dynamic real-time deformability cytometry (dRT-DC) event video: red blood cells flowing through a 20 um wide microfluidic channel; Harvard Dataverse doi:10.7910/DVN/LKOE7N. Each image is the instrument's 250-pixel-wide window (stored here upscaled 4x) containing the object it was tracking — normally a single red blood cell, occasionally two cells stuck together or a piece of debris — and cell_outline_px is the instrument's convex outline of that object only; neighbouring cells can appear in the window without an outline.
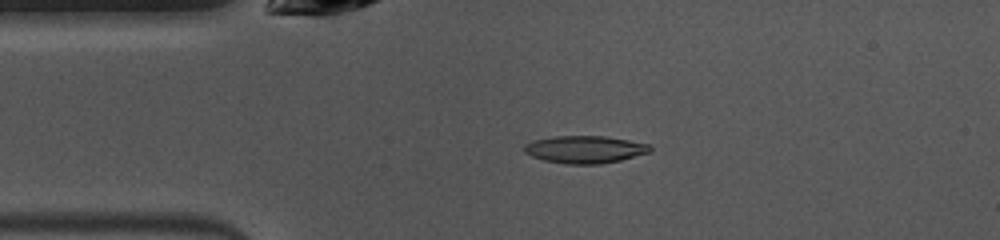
{"species": "common noctule bat (a hibernating species)", "species_latin": "Nyctalus noctula", "temperature_condition": "warm", "stored_images_in_passage": 41, "camera_frame_rate_fps": 3000, "um_per_image_px": 0.085, "animal": {"sex": "female", "body_mass_g": 10.0, "forearm_length_mm": 53.1}, "frame": {"image": 1, "passage_image": 2, "time_ms": 0.333, "image_size_px": [1000, 240], "cell_outline_px": [[652, 152], [620, 160], [600, 164], [564, 164], [544, 160], [532, 156], [524, 152], [524, 144], [532, 140], [556, 136], [604, 136], [652, 144]], "centroid_in_image_um": [49.74, 12.7], "position_along_channel_um": 35.3, "area_um2": 20.29}}
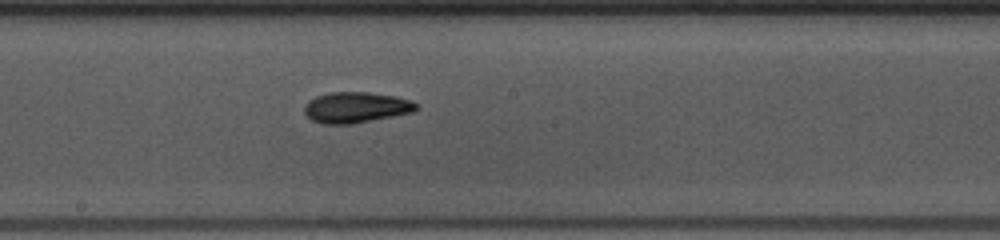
{"frame": {"image": 2, "passage_image": 17, "time_ms": 5.333, "image_size_px": [1000, 240], "cell_outline_px": [[420, 108], [412, 112], [352, 124], [324, 124], [312, 120], [304, 116], [304, 108], [308, 100], [316, 96], [332, 92], [368, 92], [396, 96], [412, 100], [420, 104]], "centroid_in_image_um": [30.27, 9.13], "position_along_channel_um": 217.9, "area_um2": 20.29}}
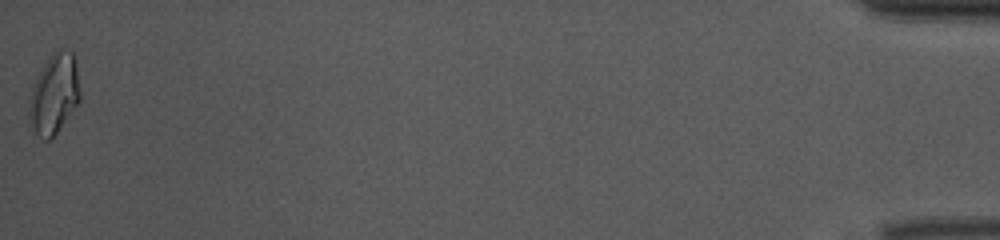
{"frame": {"image": 3, "passage_image": 41, "time_ms": 13.333, "image_size_px": [1000, 240], "cell_outline_px": [[80, 100], [56, 132], [48, 140], [44, 140], [28, 124], [28, 100], [32, 84], [36, 76], [48, 56], [52, 52], [60, 48], [72, 52], [76, 64], [80, 92]], "centroid_in_image_um": [4.56, 7.96], "position_along_channel_um": 430.6, "area_um2": 23.87}, "authors_computed_cell_mechanics": {"area_um2": 19.7098, "velocity_mm_per_s": 4.0082, "shape_relaxation_time_tau1_ms": 4.4434, "shape_relaxation_time_tau2_ms": 4.8306, "deformation_change_tau1": 0.1788, "deformation_change_tau2": 0.101}}